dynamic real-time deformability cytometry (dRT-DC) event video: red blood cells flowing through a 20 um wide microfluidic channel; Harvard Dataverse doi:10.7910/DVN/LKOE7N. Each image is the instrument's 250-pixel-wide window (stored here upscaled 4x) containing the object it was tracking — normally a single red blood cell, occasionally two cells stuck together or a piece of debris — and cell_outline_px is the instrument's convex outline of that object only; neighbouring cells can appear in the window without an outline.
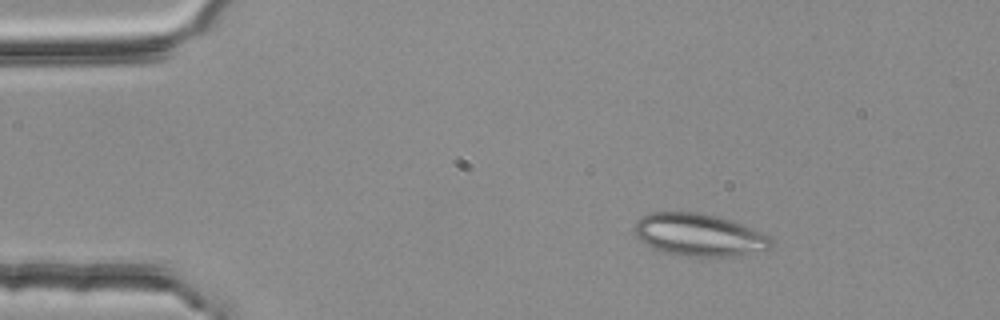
{"species": "common noctule bat (a hibernating species)", "species_latin": "Nyctalus noctula", "temperature_condition": "room temperature", "stored_images_in_passage": 45, "camera_frame_rate_fps": 3000, "um_per_image_px": 0.085, "animal": {"sex": "female", "body_mass_g": 25.1}, "frame": {"image": 1, "passage_image": 1, "time_ms": 0.0, "image_size_px": [1000, 320], "cell_outline_px": [[772, 244], [768, 252], [728, 256], [676, 256], [664, 252], [640, 240], [636, 236], [632, 228], [636, 220], [640, 216], [652, 212], [696, 212], [716, 216], [732, 220], [768, 236], [772, 240]], "centroid_in_image_um": [59.41, 19.97], "position_along_channel_um": 25.6, "area_um2": 33.99}}
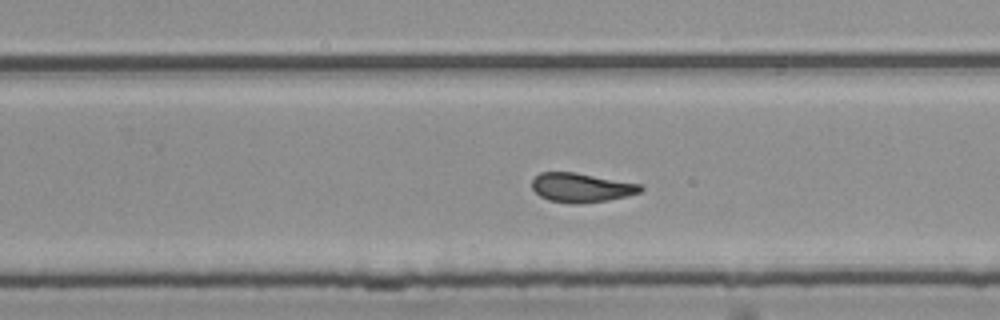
{"frame": {"image": 2, "passage_image": 27, "time_ms": 8.667, "image_size_px": [1000, 320], "cell_outline_px": [[644, 188], [640, 192], [628, 196], [608, 200], [580, 204], [568, 204], [548, 200], [540, 196], [532, 188], [532, 180], [540, 172], [576, 172], [640, 184]], "centroid_in_image_um": [49.4, 15.95], "position_along_channel_um": 280.4, "area_um2": 18.61}}
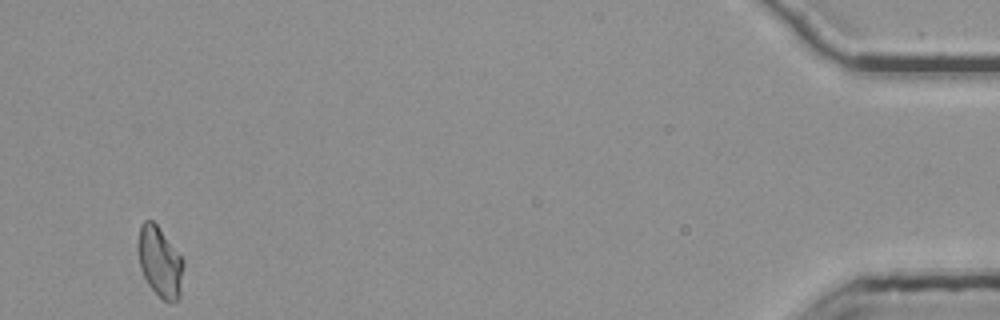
{"frame": {"image": 3, "passage_image": 45, "time_ms": 14.667, "image_size_px": [1000, 320], "cell_outline_px": [[184, 264], [180, 296], [176, 300], [164, 300], [148, 284], [140, 268], [136, 248], [136, 244], [140, 224], [144, 220], [152, 220], [156, 224], [184, 260]], "centroid_in_image_um": [13.56, 22.21], "position_along_channel_um": 421.6, "area_um2": 18.61}, "authors_computed_cell_mechanics": {"area_um2": 19.0162, "velocity_mm_per_s": 3.7424, "shape_relaxation_time_tau1_ms": null, "shape_relaxation_time_tau2_ms": 1.6382, "deformation_change_tau1": null, "deformation_change_tau2": 0.0959}}